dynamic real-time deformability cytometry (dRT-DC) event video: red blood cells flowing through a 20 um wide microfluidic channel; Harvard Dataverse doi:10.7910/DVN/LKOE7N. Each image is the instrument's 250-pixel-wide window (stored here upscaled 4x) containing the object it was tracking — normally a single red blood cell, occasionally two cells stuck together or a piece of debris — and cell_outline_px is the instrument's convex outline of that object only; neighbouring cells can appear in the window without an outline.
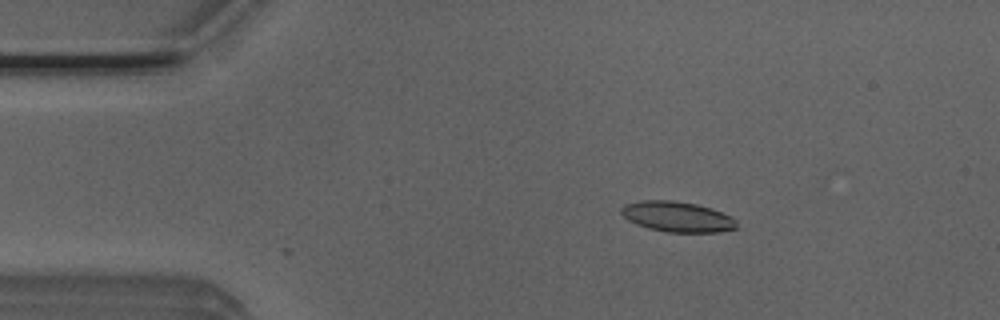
{"species": "Egyptian fruit bat (a non-hibernating species)", "species_latin": "Rousettus aegyptiacus", "temperature_condition": "room temperature", "stored_images_in_passage": 3, "camera_frame_rate_fps": 3000, "um_per_image_px": 0.085, "animal": {"sex": "male"}, "frame": {"image": 1, "passage_image": 2, "time_ms": 0.333, "image_size_px": [1000, 320], "cell_outline_px": [[736, 228], [720, 232], [668, 232], [648, 228], [636, 224], [628, 220], [620, 212], [620, 208], [624, 204], [640, 200], [672, 200], [696, 204], [732, 216], [736, 220]], "centroid_in_image_um": [57.53, 18.42], "position_along_channel_um": 27.5, "area_um2": 20.4}}